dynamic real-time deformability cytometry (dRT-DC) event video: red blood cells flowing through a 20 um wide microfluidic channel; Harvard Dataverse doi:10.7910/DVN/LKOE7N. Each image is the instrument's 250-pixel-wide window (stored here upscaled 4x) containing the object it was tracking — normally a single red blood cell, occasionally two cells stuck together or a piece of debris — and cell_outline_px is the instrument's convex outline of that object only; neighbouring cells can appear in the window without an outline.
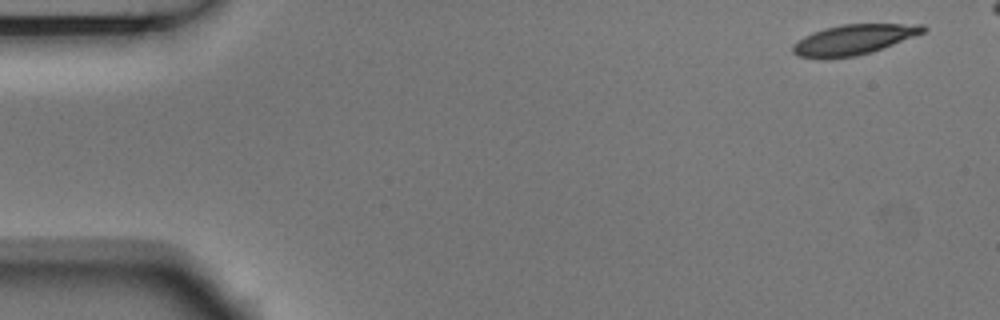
{"species": "Egyptian fruit bat (a non-hibernating species)", "species_latin": "Rousettus aegyptiacus", "temperature_condition": "room temperature", "stored_images_in_passage": 5, "camera_frame_rate_fps": 3000, "um_per_image_px": 0.085, "animal": {"sex": "male"}, "frame": {"image": 1, "passage_image": 1, "time_ms": 0.0, "image_size_px": [1000, 320], "cell_outline_px": [[928, 28], [924, 32], [872, 52], [856, 56], [828, 60], [820, 60], [796, 56], [792, 52], [792, 44], [796, 40], [812, 32], [824, 28], [840, 24], [924, 24]], "centroid_in_image_um": [72.46, 3.39], "position_along_channel_um": 12.5, "area_um2": 23.41}}